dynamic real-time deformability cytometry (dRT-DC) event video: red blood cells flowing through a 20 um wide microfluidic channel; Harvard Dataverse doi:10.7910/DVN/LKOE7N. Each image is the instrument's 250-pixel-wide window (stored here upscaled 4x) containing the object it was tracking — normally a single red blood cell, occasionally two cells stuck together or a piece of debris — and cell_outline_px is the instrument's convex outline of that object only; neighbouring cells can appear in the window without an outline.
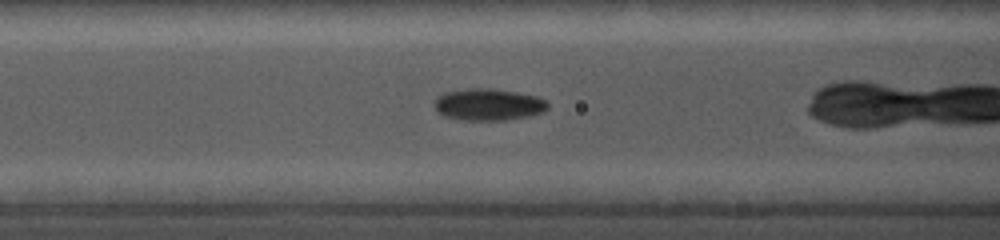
{"species": "common noctule bat (a hibernating species)", "species_latin": "Nyctalus noctula", "temperature_condition": "cold", "stored_images_in_passage": 35, "camera_frame_rate_fps": 5000, "um_per_image_px": 0.085, "animal": {"sex": "female", "body_mass_g": 19.0, "forearm_length_mm": 56.7}, "frame": {"image": 1, "passage_image": 5, "time_ms": 2.0, "image_size_px": [1000, 240], "cell_outline_px": [[548, 108], [544, 112], [532, 116], [504, 120], [464, 120], [444, 116], [436, 108], [436, 100], [444, 92], [468, 88], [492, 88], [516, 92], [536, 96], [544, 100], [548, 104]], "centroid_in_image_um": [41.56, 8.89], "position_along_channel_um": 125.0, "area_um2": 20.92}}
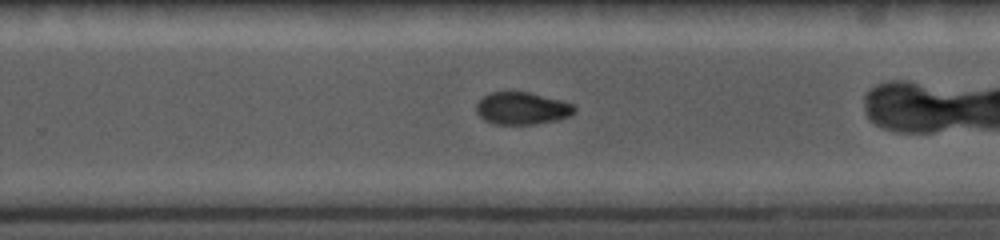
{"frame": {"image": 2, "passage_image": 16, "time_ms": 6.2, "image_size_px": [1000, 240], "cell_outline_px": [[576, 108], [568, 116], [556, 120], [536, 124], [492, 124], [484, 120], [476, 112], [476, 104], [484, 96], [492, 92], [528, 92], [560, 100], [572, 104]], "centroid_in_image_um": [44.33, 9.22], "position_along_channel_um": 285.5, "area_um2": 18.26}}
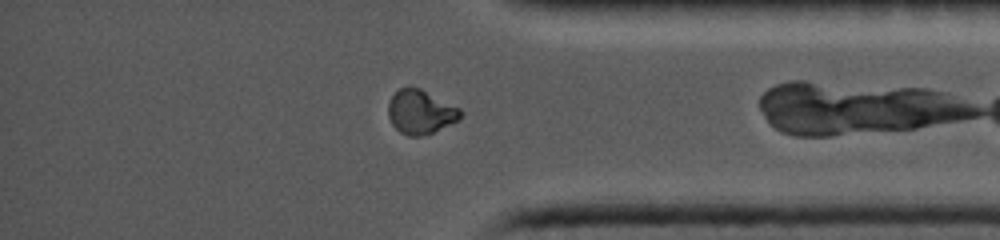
{"frame": {"image": 3, "passage_image": 28, "time_ms": 9.2, "image_size_px": [1000, 240], "cell_outline_px": [[464, 112], [460, 120], [432, 132], [420, 136], [408, 136], [400, 132], [392, 124], [388, 116], [388, 104], [392, 96], [400, 88], [408, 84], [420, 88], [460, 108]], "centroid_in_image_um": [35.75, 9.49], "position_along_channel_um": 399.5, "area_um2": 18.73}}